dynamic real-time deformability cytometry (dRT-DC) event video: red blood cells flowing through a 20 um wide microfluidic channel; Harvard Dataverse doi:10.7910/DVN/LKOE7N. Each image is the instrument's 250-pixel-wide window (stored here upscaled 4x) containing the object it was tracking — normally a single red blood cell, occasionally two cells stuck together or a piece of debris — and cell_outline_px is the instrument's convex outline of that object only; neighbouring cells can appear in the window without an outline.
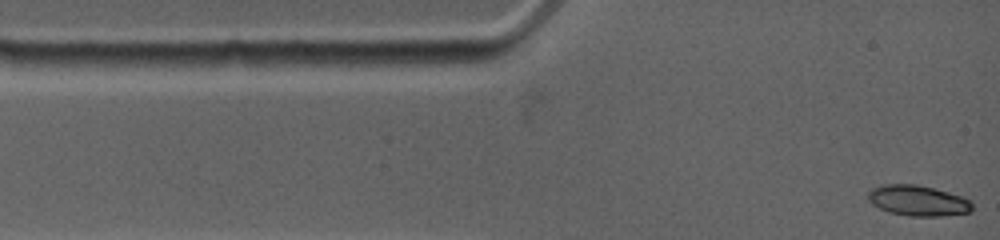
{"species": "common noctule bat (a hibernating species)", "species_latin": "Nyctalus noctula", "temperature_condition": "warm", "stored_images_in_passage": 20, "camera_frame_rate_fps": 4500, "um_per_image_px": 0.085, "animal": {"sex": "female", "body_mass_g": 19.0, "forearm_length_mm": 53.3}, "frame": {"image": 1, "passage_image": 1, "time_ms": 0.0, "image_size_px": [1000, 240], "cell_outline_px": [[972, 212], [940, 216], [908, 216], [888, 212], [872, 204], [868, 200], [868, 192], [872, 188], [880, 184], [916, 184], [948, 192], [960, 196], [968, 200], [972, 204]], "centroid_in_image_um": [77.98, 17.05], "position_along_channel_um": 7.0, "area_um2": 18.55}}
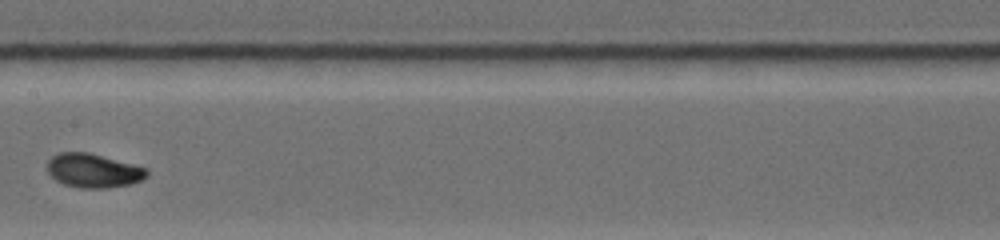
{"frame": {"image": 2, "passage_image": 12, "time_ms": 6.222, "image_size_px": [1000, 240], "cell_outline_px": [[148, 176], [144, 180], [132, 184], [108, 188], [80, 188], [64, 184], [56, 180], [44, 168], [48, 160], [52, 156], [60, 152], [88, 152], [148, 168]], "centroid_in_image_um": [7.94, 14.51], "position_along_channel_um": 199.5, "area_um2": 20.0}}
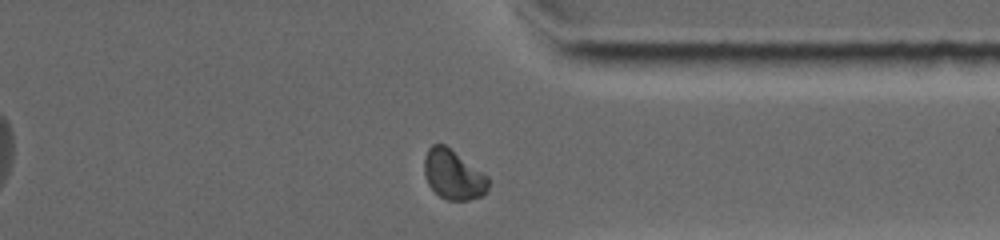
{"frame": {"image": 3, "passage_image": 20, "time_ms": 10.889, "image_size_px": [1000, 240], "cell_outline_px": [[488, 192], [484, 196], [468, 200], [448, 200], [440, 196], [428, 184], [424, 172], [424, 156], [428, 148], [432, 144], [444, 144], [488, 176]], "centroid_in_image_um": [38.53, 14.86], "position_along_channel_um": 372.9, "area_um2": 18.5}, "authors_computed_cell_mechanics": {"area_um2": 19.1896, "velocity_mm_per_s": 3.7602, "shape_relaxation_time_tau1_ms": 5.2758, "shape_relaxation_time_tau2_ms": 1.6168, "deformation_change_tau1": 0.1733, "deformation_change_tau2": 0.0178}}